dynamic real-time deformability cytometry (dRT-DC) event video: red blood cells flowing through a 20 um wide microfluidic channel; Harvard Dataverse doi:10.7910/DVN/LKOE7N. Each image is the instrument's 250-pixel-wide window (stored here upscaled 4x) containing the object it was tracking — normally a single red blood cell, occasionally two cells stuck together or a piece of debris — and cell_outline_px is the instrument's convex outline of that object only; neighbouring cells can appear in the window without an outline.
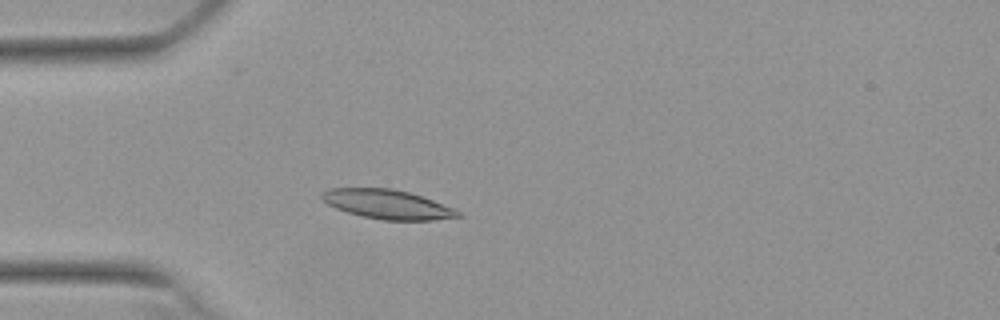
{"species": "Egyptian fruit bat (a non-hibernating species)", "species_latin": "Rousettus aegyptiacus", "temperature_condition": "warm", "stored_images_in_passage": 53, "camera_frame_rate_fps": 3000, "um_per_image_px": 0.085, "animal": {"sex": "female"}, "frame": {"image": 1, "passage_image": 15, "time_ms": 4.667, "image_size_px": [1000, 320], "cell_outline_px": [[460, 216], [432, 220], [384, 220], [360, 216], [336, 208], [328, 204], [320, 196], [320, 192], [328, 188], [392, 188], [408, 192], [432, 200], [452, 208], [460, 212]], "centroid_in_image_um": [32.86, 17.36], "position_along_channel_um": 52.1, "area_um2": 22.95}}
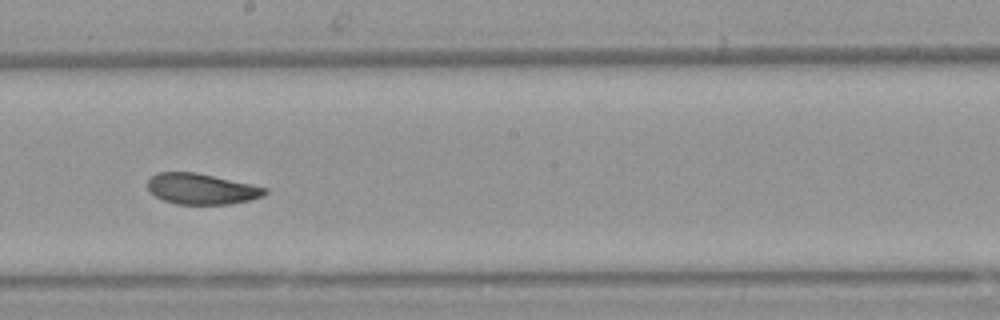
{"frame": {"image": 2, "passage_image": 30, "time_ms": 9.667, "image_size_px": [1000, 320], "cell_outline_px": [[268, 192], [260, 196], [248, 200], [228, 204], [176, 204], [164, 200], [156, 196], [148, 188], [148, 180], [152, 176], [160, 172], [196, 172], [268, 188]], "centroid_in_image_um": [17.12, 16.05], "position_along_channel_um": 231.1, "area_um2": 20.69}}
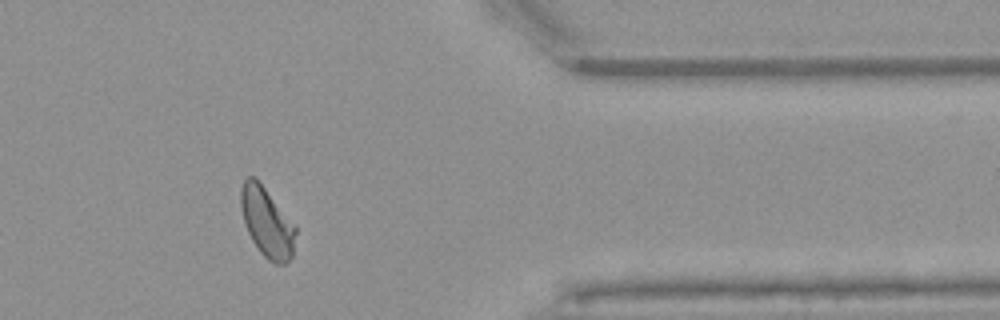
{"frame": {"image": 3, "passage_image": 44, "time_ms": 14.333, "image_size_px": [1000, 320], "cell_outline_px": [[296, 232], [292, 256], [284, 264], [276, 264], [268, 260], [260, 252], [252, 240], [244, 224], [240, 204], [240, 188], [244, 180], [248, 176], [256, 176], [296, 224]], "centroid_in_image_um": [22.69, 18.85], "position_along_channel_um": 388.7, "area_um2": 22.66}, "authors_computed_cell_mechanics": {"area_um2": 22.1374, "velocity_mm_per_s": 3.7956, "shape_relaxation_time_tau1_ms": 6.0344, "shape_relaxation_time_tau2_ms": 2.7147, "deformation_change_tau1": 0.155, "deformation_change_tau2": 0.0853}}